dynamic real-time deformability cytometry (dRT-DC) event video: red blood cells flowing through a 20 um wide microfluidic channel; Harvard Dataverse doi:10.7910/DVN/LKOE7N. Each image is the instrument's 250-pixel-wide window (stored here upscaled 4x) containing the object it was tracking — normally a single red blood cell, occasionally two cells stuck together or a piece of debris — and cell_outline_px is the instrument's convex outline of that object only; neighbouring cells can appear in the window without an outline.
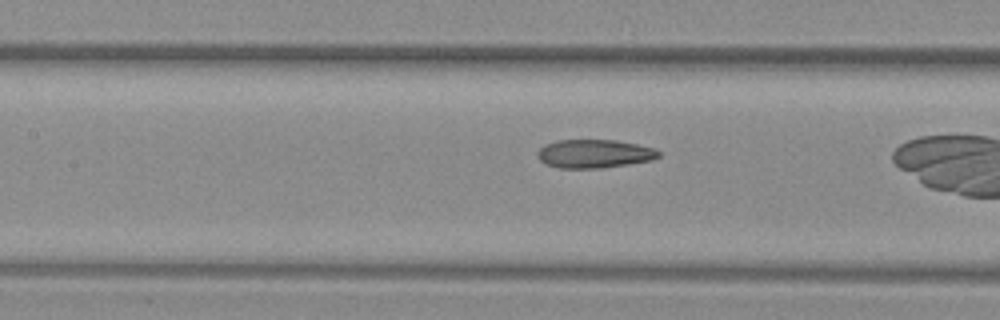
{"species": "common noctule bat (a hibernating species)", "species_latin": "Nyctalus noctula", "temperature_condition": "warm", "stored_images_in_passage": 13, "camera_frame_rate_fps": 3000, "um_per_image_px": 0.085, "animal": {"sex": "female", "body_mass_g": 29.2, "forearm_length_mm": 56.3}, "frame": {"image": 1, "passage_image": 8, "time_ms": 2.333, "image_size_px": [1000, 320], "cell_outline_px": [[660, 156], [652, 160], [628, 164], [600, 168], [560, 168], [544, 164], [536, 156], [536, 152], [544, 144], [556, 140], [616, 140], [656, 148], [660, 152]], "centroid_in_image_um": [50.49, 13.06], "position_along_channel_um": 156.9, "area_um2": 20.29}}
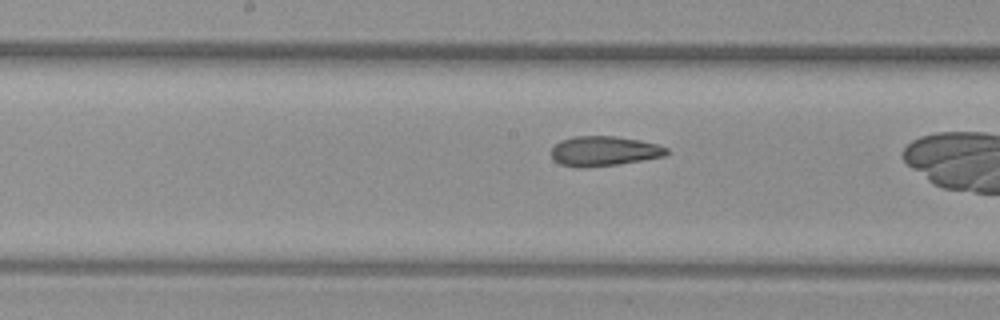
{"frame": {"image": 2, "passage_image": 11, "time_ms": 3.333, "image_size_px": [1000, 320], "cell_outline_px": [[668, 152], [664, 156], [616, 164], [584, 168], [576, 168], [560, 164], [552, 160], [552, 148], [560, 140], [576, 136], [616, 136], [640, 140], [656, 144], [668, 148]], "centroid_in_image_um": [51.3, 12.84], "position_along_channel_um": 196.9, "area_um2": 20.0}}